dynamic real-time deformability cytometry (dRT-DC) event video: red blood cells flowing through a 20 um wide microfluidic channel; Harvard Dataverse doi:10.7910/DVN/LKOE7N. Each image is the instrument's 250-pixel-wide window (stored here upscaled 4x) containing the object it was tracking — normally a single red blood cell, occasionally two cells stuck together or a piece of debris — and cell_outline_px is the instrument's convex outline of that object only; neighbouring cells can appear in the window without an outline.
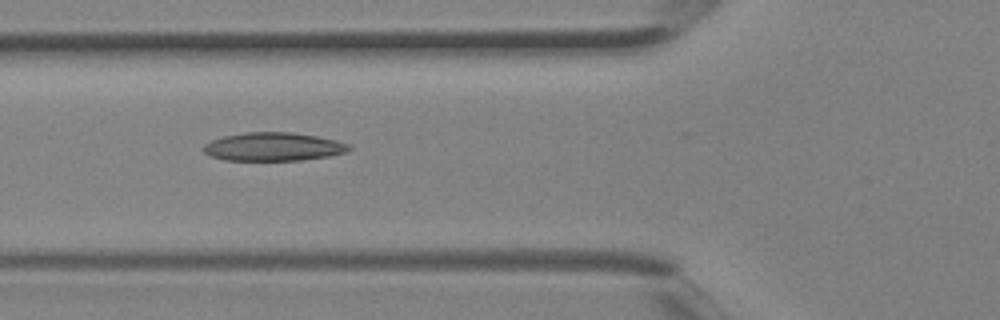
{"species": "Egyptian fruit bat (a non-hibernating species)", "species_latin": "Rousettus aegyptiacus", "temperature_condition": "room temperature", "stored_images_in_passage": 4, "camera_frame_rate_fps": 3000, "um_per_image_px": 0.085, "animal": {"sex": "female"}, "frame": {"image": 1, "passage_image": 3, "time_ms": 0.667, "image_size_px": [1000, 320], "cell_outline_px": [[352, 148], [344, 152], [328, 156], [300, 160], [224, 160], [212, 156], [204, 152], [204, 144], [212, 140], [224, 136], [244, 132], [292, 132], [316, 136], [336, 140], [348, 144]], "centroid_in_image_um": [23.22, 12.46], "position_along_channel_um": 102.6, "area_um2": 23.87}}
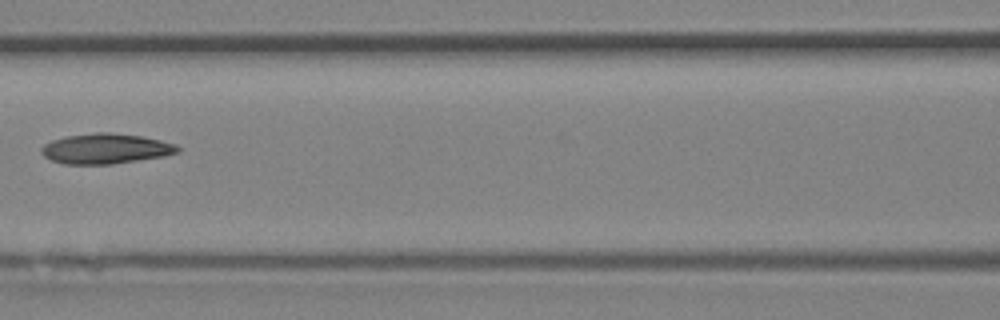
{"frame": {"image": 2, "passage_image": 4, "time_ms": 1.0, "image_size_px": [1000, 320], "cell_outline_px": [[180, 152], [164, 156], [112, 164], [64, 164], [52, 160], [44, 156], [40, 152], [40, 148], [44, 144], [52, 140], [64, 136], [96, 132], [108, 132], [140, 136], [160, 140], [176, 144], [180, 148]], "centroid_in_image_um": [8.96, 12.63], "position_along_channel_um": 157.6, "area_um2": 24.04}}